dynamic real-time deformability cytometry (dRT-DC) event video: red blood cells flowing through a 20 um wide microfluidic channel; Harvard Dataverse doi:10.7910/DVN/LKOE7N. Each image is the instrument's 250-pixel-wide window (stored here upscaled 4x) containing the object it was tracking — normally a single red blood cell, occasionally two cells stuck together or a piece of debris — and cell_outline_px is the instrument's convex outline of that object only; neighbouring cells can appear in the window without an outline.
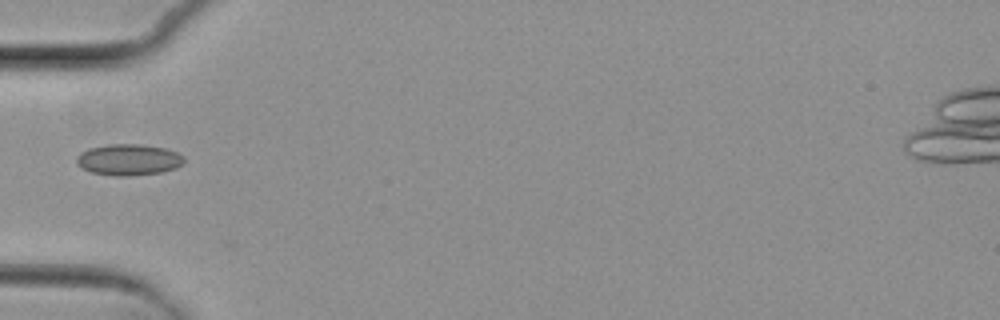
{"species": "common noctule bat (a hibernating species)", "species_latin": "Nyctalus noctula", "temperature_condition": "cold", "stored_images_in_passage": 7, "camera_frame_rate_fps": 3000, "um_per_image_px": 0.085, "animal": {"sex": "female", "body_mass_g": 29.2, "forearm_length_mm": 56.3}, "frame": {"image": 1, "passage_image": 6, "time_ms": 6.0, "image_size_px": [1000, 320], "cell_outline_px": [[184, 164], [176, 168], [160, 172], [128, 176], [112, 176], [92, 172], [76, 164], [76, 156], [80, 152], [88, 148], [108, 144], [140, 144], [164, 148], [176, 152], [184, 156]], "centroid_in_image_um": [10.92, 13.57], "position_along_channel_um": 74.1, "area_um2": 19.65}}
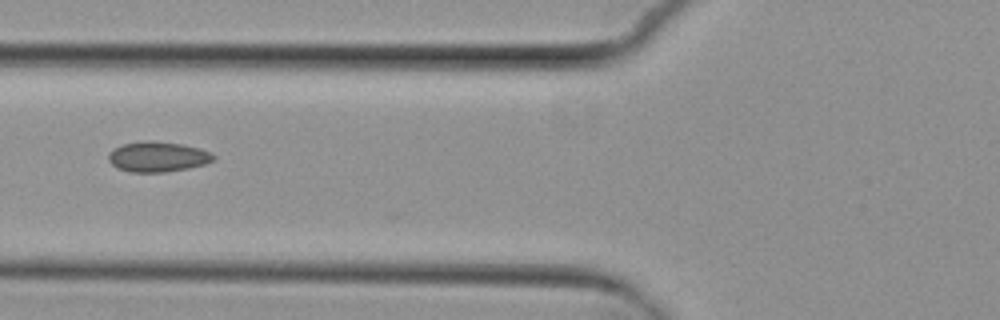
{"frame": {"image": 2, "passage_image": 7, "time_ms": 7.0, "image_size_px": [1000, 320], "cell_outline_px": [[216, 156], [212, 160], [204, 164], [188, 168], [164, 172], [128, 172], [116, 168], [108, 160], [108, 152], [124, 144], [148, 140], [152, 140], [180, 144], [200, 148], [212, 152]], "centroid_in_image_um": [13.39, 13.33], "position_along_channel_um": 112.4, "area_um2": 18.5}}